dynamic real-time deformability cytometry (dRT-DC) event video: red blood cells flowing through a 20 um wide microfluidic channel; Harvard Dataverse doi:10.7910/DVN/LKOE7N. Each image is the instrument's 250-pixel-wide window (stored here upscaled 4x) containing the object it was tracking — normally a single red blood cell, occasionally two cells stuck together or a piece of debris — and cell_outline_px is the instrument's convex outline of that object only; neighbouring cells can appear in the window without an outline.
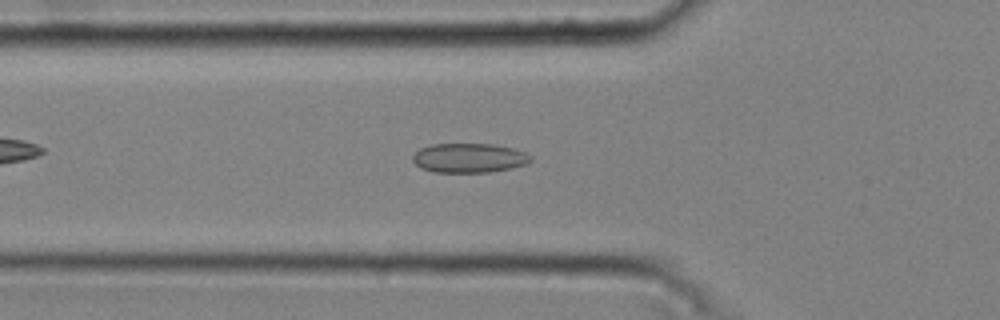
{"species": "common noctule bat (a hibernating species)", "species_latin": "Nyctalus noctula", "temperature_condition": "cold", "stored_images_in_passage": 42, "camera_frame_rate_fps": 3000, "um_per_image_px": 0.085, "animal": {"sex": "male", "body_mass_g": 20.4}, "frame": {"image": 1, "passage_image": 9, "time_ms": 2.667, "image_size_px": [1000, 320], "cell_outline_px": [[532, 160], [528, 164], [512, 168], [488, 172], [432, 172], [420, 168], [412, 160], [412, 156], [420, 148], [432, 144], [492, 144], [512, 148], [524, 152], [532, 156]], "centroid_in_image_um": [39.87, 13.43], "position_along_channel_um": 85.9, "area_um2": 20.29}}
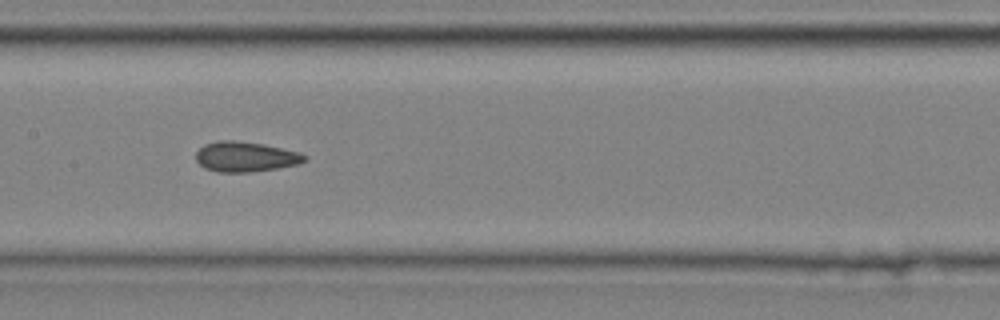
{"frame": {"image": 2, "passage_image": 17, "time_ms": 5.333, "image_size_px": [1000, 320], "cell_outline_px": [[308, 160], [300, 164], [276, 168], [248, 172], [216, 172], [204, 168], [196, 160], [196, 152], [204, 144], [216, 140], [236, 140], [264, 144], [300, 152], [308, 156]], "centroid_in_image_um": [20.88, 13.31], "position_along_channel_um": 186.5, "area_um2": 19.31}}
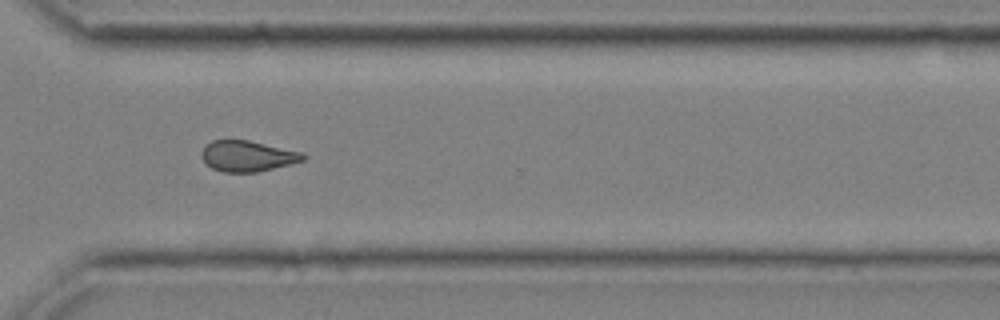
{"frame": {"image": 3, "passage_image": 30, "time_ms": 9.667, "image_size_px": [1000, 320], "cell_outline_px": [[304, 160], [292, 164], [256, 172], [224, 172], [212, 168], [200, 156], [200, 152], [204, 144], [212, 140], [248, 140], [300, 152], [304, 156]], "centroid_in_image_um": [20.97, 13.26], "position_along_channel_um": 349.6, "area_um2": 18.09}, "authors_computed_cell_mechanics": {"area_um2": 18.7272, "velocity_mm_per_s": 3.7515, "shape_relaxation_time_tau1_ms": 9.0467, "shape_relaxation_time_tau2_ms": 2.1213, "deformation_change_tau1": 0.1241, "deformation_change_tau2": 0.0928}}